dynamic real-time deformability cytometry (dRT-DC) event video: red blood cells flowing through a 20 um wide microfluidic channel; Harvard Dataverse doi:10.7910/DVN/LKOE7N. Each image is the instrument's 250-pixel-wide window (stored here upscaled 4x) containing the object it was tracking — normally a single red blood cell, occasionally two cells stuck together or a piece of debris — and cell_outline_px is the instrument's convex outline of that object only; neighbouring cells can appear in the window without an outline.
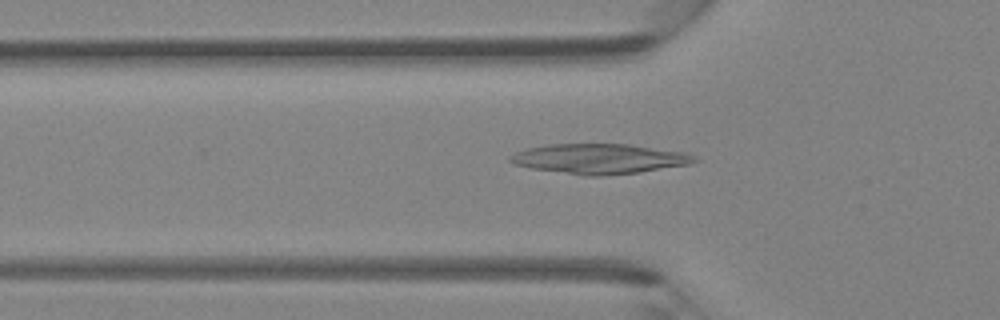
{"species": "Egyptian fruit bat (a non-hibernating species)", "species_latin": "Rousettus aegyptiacus", "temperature_condition": "room temperature", "stored_images_in_passage": 35, "camera_frame_rate_fps": 3000, "um_per_image_px": 0.085, "animal": {"sex": "female"}, "frame": {"image": 1, "passage_image": 5, "time_ms": 1.333, "image_size_px": [1000, 320], "cell_outline_px": [[700, 160], [688, 164], [640, 172], [600, 176], [584, 176], [532, 168], [516, 164], [508, 160], [508, 156], [516, 152], [528, 148], [548, 144], [628, 144], [684, 152], [696, 156]], "centroid_in_image_um": [50.95, 13.49], "position_along_channel_um": 74.8, "area_um2": 32.08}}
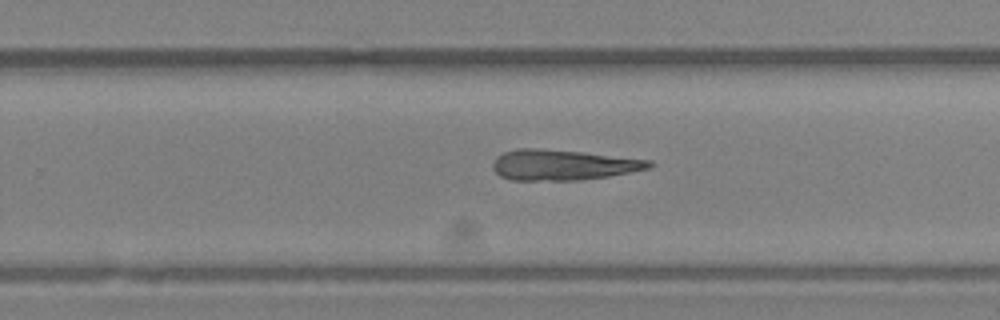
{"frame": {"image": 2, "passage_image": 19, "time_ms": 6.0, "image_size_px": [1000, 320], "cell_outline_px": [[656, 164], [652, 168], [608, 176], [576, 180], [512, 180], [500, 176], [492, 168], [492, 164], [496, 156], [504, 152], [516, 148], [540, 148], [584, 152], [652, 160]], "centroid_in_image_um": [47.86, 14.0], "position_along_channel_um": 281.9, "area_um2": 28.03}}
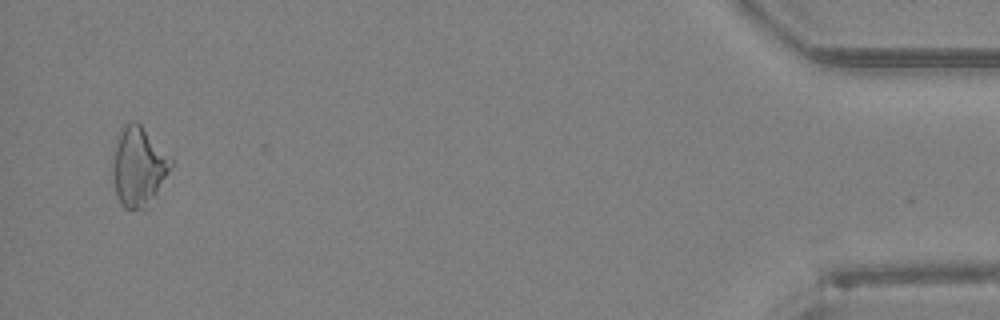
{"frame": {"image": 3, "passage_image": 34, "time_ms": 11.0, "image_size_px": [1000, 320], "cell_outline_px": [[176, 160], [148, 208], [144, 212], [124, 208], [120, 204], [116, 192], [112, 176], [112, 156], [116, 136], [124, 124], [132, 120], [136, 120]], "centroid_in_image_um": [11.78, 14.16], "position_along_channel_um": 423.4, "area_um2": 27.92}}